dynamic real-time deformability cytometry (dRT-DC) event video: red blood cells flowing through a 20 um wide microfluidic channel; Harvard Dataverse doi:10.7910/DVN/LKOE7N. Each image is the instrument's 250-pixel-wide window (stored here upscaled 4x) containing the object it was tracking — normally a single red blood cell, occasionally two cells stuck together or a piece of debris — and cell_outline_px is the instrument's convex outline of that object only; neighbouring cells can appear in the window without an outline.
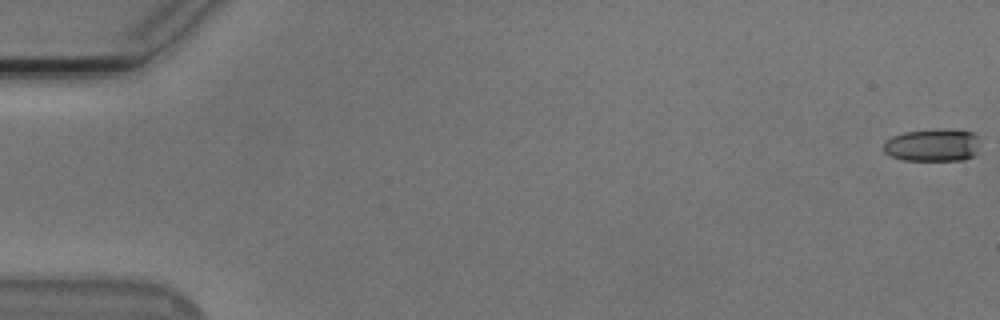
{"species": "Egyptian fruit bat (a non-hibernating species)", "species_latin": "Rousettus aegyptiacus", "temperature_condition": "cold", "stored_images_in_passage": 28, "camera_frame_rate_fps": 3000, "um_per_image_px": 0.085, "animal": {"sex": "male"}, "frame": {"image": 1, "passage_image": 1, "time_ms": 0.0, "image_size_px": [1000, 320], "cell_outline_px": [[976, 152], [972, 156], [964, 160], [904, 160], [892, 156], [884, 152], [884, 144], [892, 136], [904, 132], [936, 128], [940, 128], [972, 132], [976, 136]], "centroid_in_image_um": [79.24, 12.33], "position_along_channel_um": 5.8, "area_um2": 18.15}}
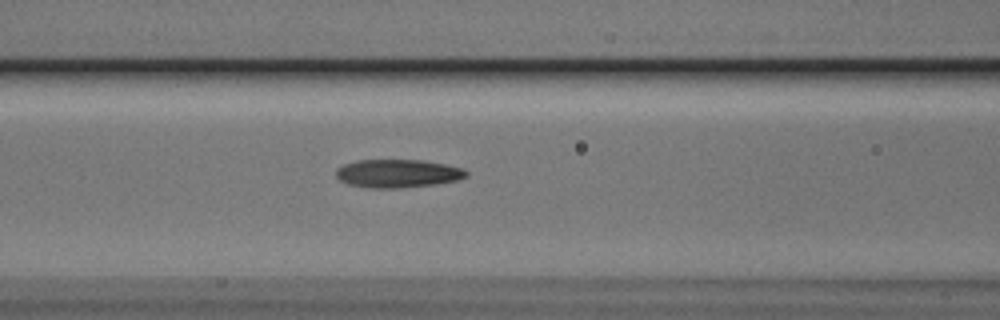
{"frame": {"image": 2, "passage_image": 24, "time_ms": 7.667, "image_size_px": [1000, 320], "cell_outline_px": [[468, 176], [456, 180], [436, 184], [404, 188], [368, 188], [348, 184], [340, 180], [336, 176], [336, 168], [344, 164], [356, 160], [420, 160], [444, 164], [460, 168], [468, 172]], "centroid_in_image_um": [33.77, 14.75], "position_along_channel_um": 132.8, "area_um2": 21.44}}
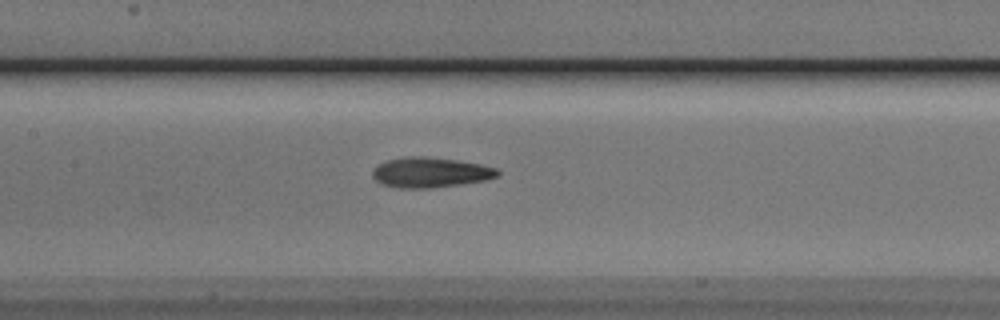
{"frame": {"image": 3, "passage_image": 27, "time_ms": 8.667, "image_size_px": [1000, 320], "cell_outline_px": [[500, 176], [484, 180], [460, 184], [432, 188], [396, 188], [380, 184], [372, 176], [372, 168], [388, 160], [404, 156], [424, 156], [460, 160], [480, 164], [496, 168], [500, 172]], "centroid_in_image_um": [36.56, 14.65], "position_along_channel_um": 170.8, "area_um2": 22.2}}